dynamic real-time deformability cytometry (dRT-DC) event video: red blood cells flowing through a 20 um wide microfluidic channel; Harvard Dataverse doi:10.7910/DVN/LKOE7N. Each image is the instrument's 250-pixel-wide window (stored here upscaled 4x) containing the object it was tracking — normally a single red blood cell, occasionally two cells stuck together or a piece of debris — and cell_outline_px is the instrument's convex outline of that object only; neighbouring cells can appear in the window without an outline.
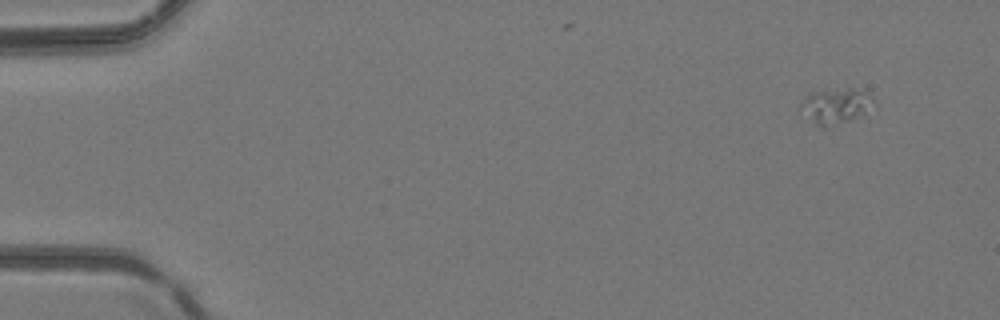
{"species": "common noctule bat (a hibernating species)", "species_latin": "Nyctalus noctula", "temperature_condition": "room temperature", "stored_images_in_passage": 5, "camera_frame_rate_fps": 3000, "um_per_image_px": 0.085, "animal": {"sex": "female", "body_mass_g": 24.6, "forearm_length_mm": 56.2}, "frame": {"image": 1, "passage_image": 1, "time_ms": 0.0, "image_size_px": [1000, 320], "cell_outline_px": [[872, 100], [856, 116], [848, 120], [828, 128], [824, 128], [816, 124], [800, 104], [808, 92], [848, 88], [852, 88], [860, 92]], "centroid_in_image_um": [70.9, 9.0], "position_along_channel_um": 14.1, "area_um2": 13.64}}